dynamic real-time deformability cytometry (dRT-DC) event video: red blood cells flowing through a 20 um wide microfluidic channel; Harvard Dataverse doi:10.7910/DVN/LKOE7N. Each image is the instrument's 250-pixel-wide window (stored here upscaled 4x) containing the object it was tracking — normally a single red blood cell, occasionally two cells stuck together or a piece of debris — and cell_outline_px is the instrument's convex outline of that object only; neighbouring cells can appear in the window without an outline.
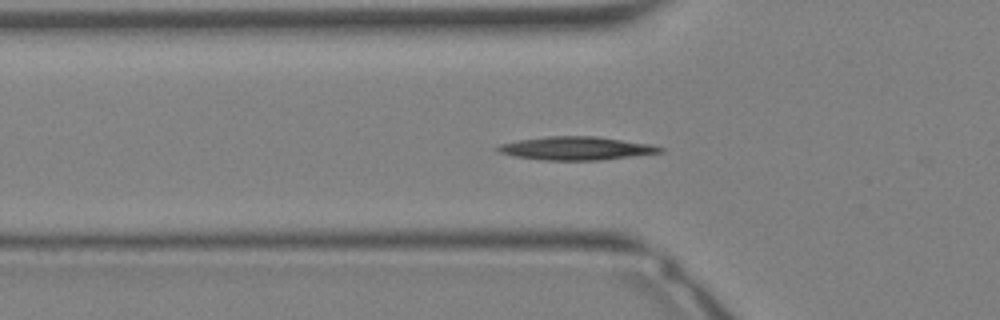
{"species": "Egyptian fruit bat (a non-hibernating species)", "species_latin": "Rousettus aegyptiacus", "temperature_condition": "warm", "stored_images_in_passage": 30, "segment_of_instrument_passage": [1, 2], "camera_frame_rate_fps": 3000, "um_per_image_px": 0.085, "animal": {"sex": "female"}, "frame": {"image": 1, "passage_image": 6, "time_ms": 1.667, "image_size_px": [1000, 320], "cell_outline_px": [[664, 152], [600, 160], [544, 160], [516, 156], [500, 152], [492, 148], [500, 144], [520, 140], [548, 136], [596, 136], [652, 144], [664, 148]], "centroid_in_image_um": [49.0, 12.6], "position_along_channel_um": 76.8, "area_um2": 21.96}}
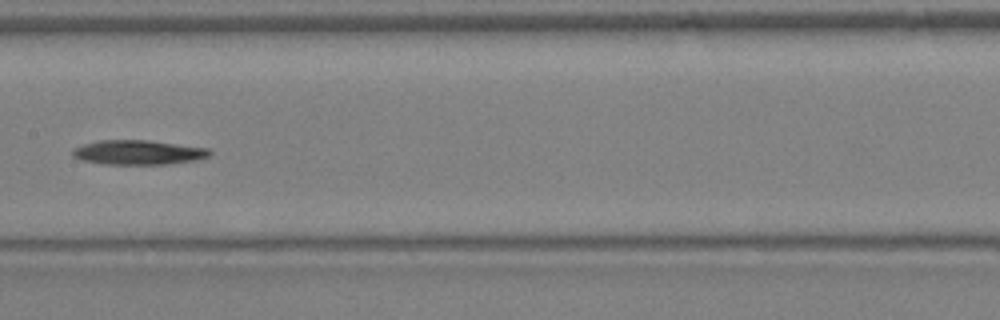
{"frame": {"image": 2, "passage_image": 12, "time_ms": 3.667, "image_size_px": [1000, 320], "cell_outline_px": [[212, 152], [208, 156], [196, 160], [168, 164], [104, 164], [80, 160], [72, 156], [72, 148], [84, 144], [100, 140], [148, 140], [208, 148]], "centroid_in_image_um": [11.72, 12.95], "position_along_channel_um": 195.7, "area_um2": 19.59}}
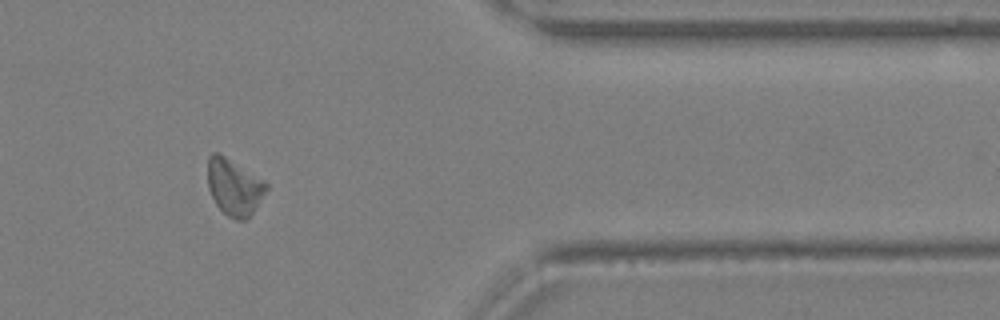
{"frame": {"image": 3, "passage_image": 23, "time_ms": 7.333, "image_size_px": [1000, 320], "cell_outline_px": [[268, 188], [256, 208], [248, 220], [236, 220], [228, 216], [216, 204], [208, 188], [208, 156], [212, 152], [220, 152], [264, 180], [268, 184]], "centroid_in_image_um": [19.91, 15.88], "position_along_channel_um": 391.5, "area_um2": 19.48}}